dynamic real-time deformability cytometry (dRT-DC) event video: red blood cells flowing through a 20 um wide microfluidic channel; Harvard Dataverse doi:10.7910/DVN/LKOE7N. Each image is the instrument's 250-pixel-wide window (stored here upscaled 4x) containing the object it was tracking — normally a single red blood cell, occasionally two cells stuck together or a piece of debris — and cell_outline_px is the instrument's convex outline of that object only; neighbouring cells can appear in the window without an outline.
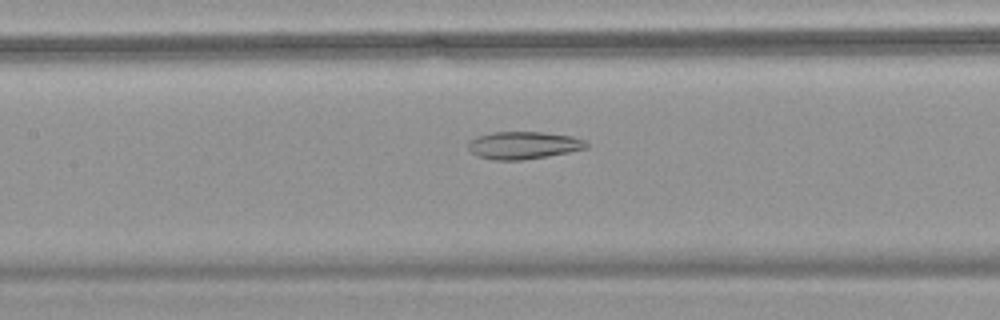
{"species": "common noctule bat (a hibernating species)", "species_latin": "Nyctalus noctula", "temperature_condition": "warm", "stored_images_in_passage": 39, "camera_frame_rate_fps": 3000, "um_per_image_px": 0.085, "animal": {"sex": "female", "body_mass_g": 18.4}, "frame": {"image": 1, "passage_image": 10, "time_ms": 3.0, "image_size_px": [1000, 320], "cell_outline_px": [[588, 148], [548, 156], [524, 160], [496, 160], [476, 156], [468, 148], [468, 140], [476, 136], [492, 132], [544, 132], [572, 136], [584, 140], [588, 144]], "centroid_in_image_um": [44.47, 12.34], "position_along_channel_um": 162.9, "area_um2": 19.07}}
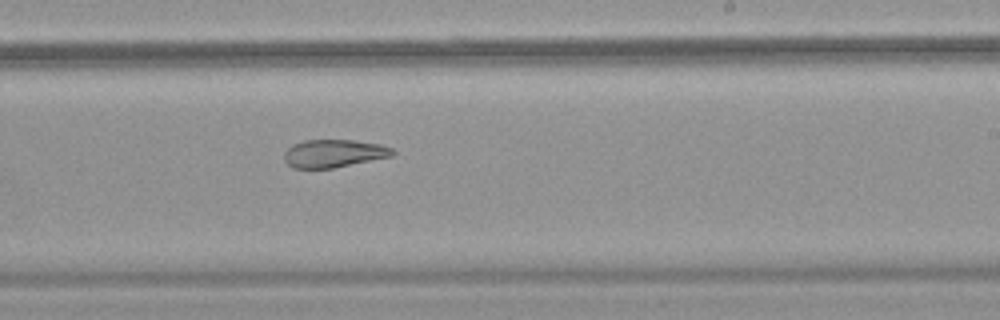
{"frame": {"image": 2, "passage_image": 18, "time_ms": 5.667, "image_size_px": [1000, 320], "cell_outline_px": [[396, 152], [392, 156], [332, 168], [292, 168], [284, 160], [284, 152], [292, 144], [304, 140], [352, 140], [380, 144], [392, 148]], "centroid_in_image_um": [28.35, 13.03], "position_along_channel_um": 260.6, "area_um2": 17.57}}
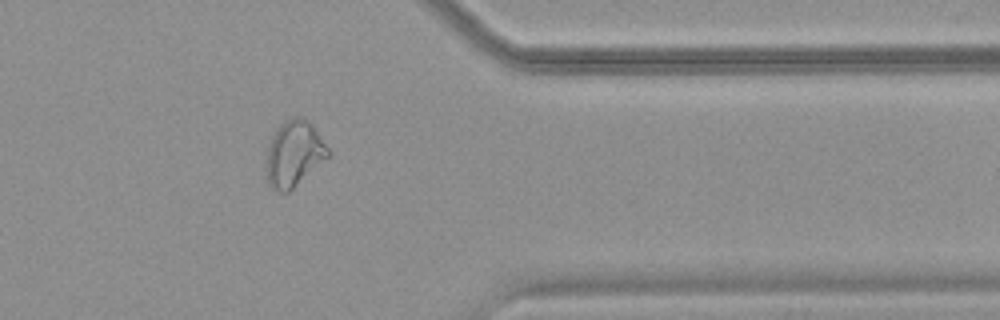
{"frame": {"image": 3, "passage_image": 29, "time_ms": 9.333, "image_size_px": [1000, 320], "cell_outline_px": [[332, 152], [328, 156], [288, 192], [280, 192], [272, 188], [268, 180], [268, 148], [272, 136], [276, 128], [284, 120], [292, 116], [304, 116], [312, 124]], "centroid_in_image_um": [25.02, 12.99], "position_along_channel_um": 386.4, "area_um2": 23.29}, "authors_computed_cell_mechanics": {"area_um2": 20.4612, "velocity_mm_per_s": 3.6892, "shape_relaxation_time_tau1_ms": null, "shape_relaxation_time_tau2_ms": 4.1453, "deformation_change_tau1": null, "deformation_change_tau2": 0.126}}